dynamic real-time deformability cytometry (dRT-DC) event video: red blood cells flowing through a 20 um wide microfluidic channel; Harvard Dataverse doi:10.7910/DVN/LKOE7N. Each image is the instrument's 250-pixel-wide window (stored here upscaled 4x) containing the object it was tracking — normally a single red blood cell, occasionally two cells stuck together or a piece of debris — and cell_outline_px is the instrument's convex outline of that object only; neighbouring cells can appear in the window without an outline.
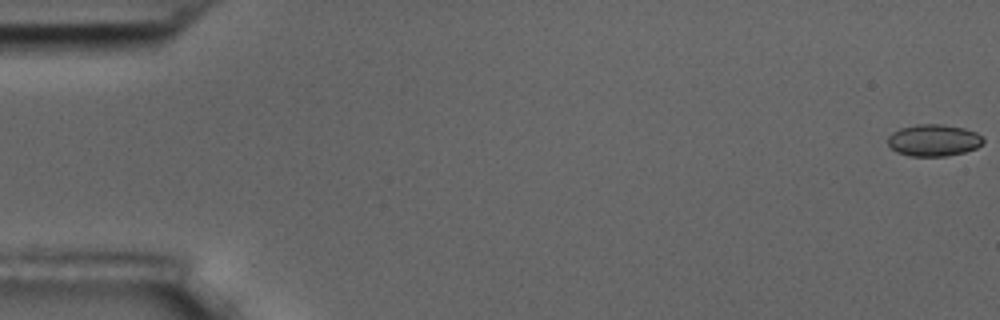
{"species": "common noctule bat (a hibernating species)", "species_latin": "Nyctalus noctula", "temperature_condition": "room temperature", "stored_images_in_passage": 57, "camera_frame_rate_fps": 3000, "um_per_image_px": 0.085, "animal": {"sex": "male", "body_mass_g": 17.5, "forearm_length_mm": 52.3}, "frame": {"image": 1, "passage_image": 1, "time_ms": 0.0, "image_size_px": [1000, 320], "cell_outline_px": [[984, 140], [976, 148], [964, 152], [944, 156], [908, 156], [896, 152], [888, 144], [888, 136], [892, 132], [900, 128], [916, 124], [944, 124], [964, 128], [976, 132], [984, 136]], "centroid_in_image_um": [79.35, 11.91], "position_along_channel_um": 5.6, "area_um2": 17.8}}
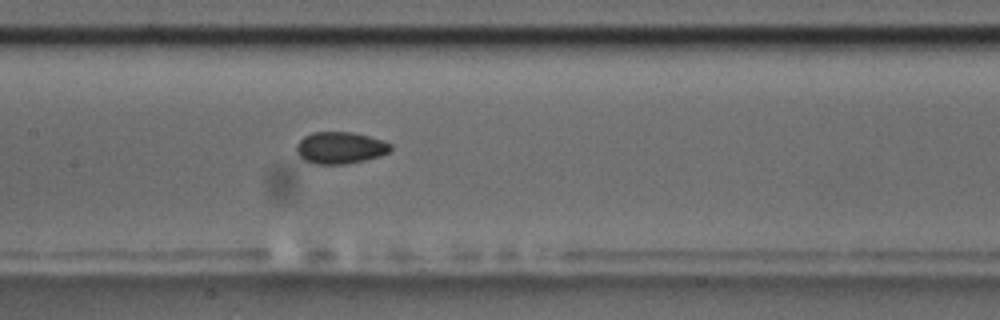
{"frame": {"image": 2, "passage_image": 28, "time_ms": 9.0, "image_size_px": [1000, 320], "cell_outline_px": [[392, 148], [388, 152], [380, 156], [364, 160], [344, 164], [312, 164], [304, 160], [296, 152], [296, 144], [304, 136], [312, 132], [352, 132], [384, 140], [392, 144]], "centroid_in_image_um": [28.91, 12.56], "position_along_channel_um": 178.5, "area_um2": 17.57}}
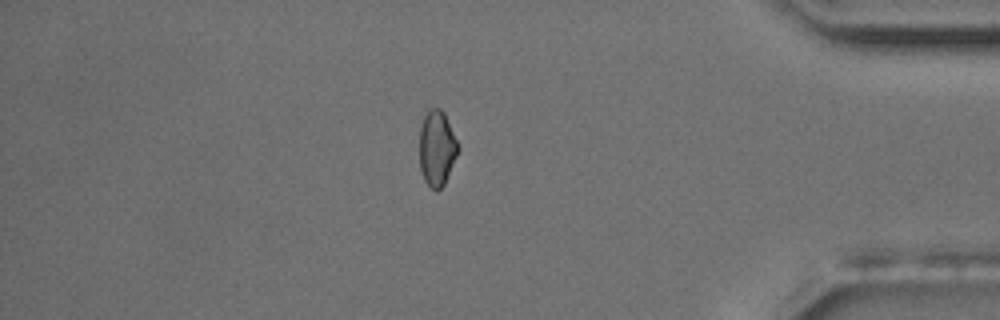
{"frame": {"image": 3, "passage_image": 49, "time_ms": 16.0, "image_size_px": [1000, 320], "cell_outline_px": [[460, 148], [444, 184], [436, 192], [424, 180], [420, 168], [420, 128], [424, 116], [428, 108], [440, 108], [444, 112]], "centroid_in_image_um": [37.13, 12.58], "position_along_channel_um": 398.1, "area_um2": 16.88}, "authors_computed_cell_mechanics": {"area_um2": 17.4556, "velocity_mm_per_s": 3.6169, "shape_relaxation_time_tau1_ms": null, "shape_relaxation_time_tau2_ms": 2.1904, "deformation_change_tau1": null, "deformation_change_tau2": 0.0597}}